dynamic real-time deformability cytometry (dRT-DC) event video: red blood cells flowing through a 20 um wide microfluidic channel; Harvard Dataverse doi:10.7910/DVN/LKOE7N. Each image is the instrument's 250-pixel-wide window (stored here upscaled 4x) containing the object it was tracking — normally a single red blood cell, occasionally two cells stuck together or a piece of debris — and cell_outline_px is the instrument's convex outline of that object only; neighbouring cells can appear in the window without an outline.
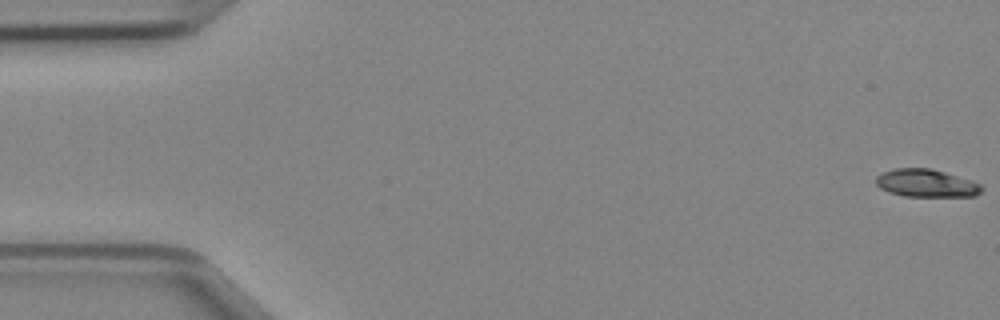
{"species": "Egyptian fruit bat (a non-hibernating species)", "species_latin": "Rousettus aegyptiacus", "temperature_condition": "cold", "stored_images_in_passage": 48, "camera_frame_rate_fps": 3000, "um_per_image_px": 0.085, "animal": {"sex": "female"}, "frame": {"image": 1, "passage_image": 1, "time_ms": 0.0, "image_size_px": [1000, 320], "cell_outline_px": [[984, 188], [976, 196], [904, 196], [888, 192], [880, 188], [876, 184], [876, 176], [884, 172], [896, 168], [932, 168], [972, 180], [980, 184]], "centroid_in_image_um": [78.74, 15.57], "position_along_channel_um": 6.3, "area_um2": 17.17}}
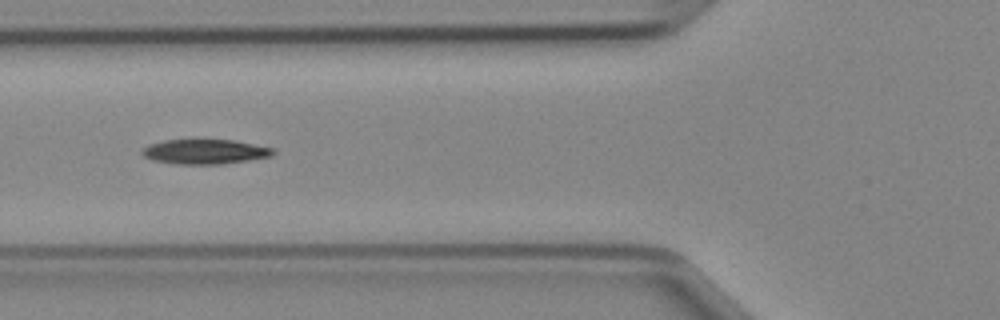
{"frame": {"image": 2, "passage_image": 18, "time_ms": 5.667, "image_size_px": [1000, 320], "cell_outline_px": [[276, 152], [272, 156], [224, 164], [180, 164], [152, 160], [144, 156], [140, 152], [144, 148], [152, 144], [164, 140], [232, 140], [272, 148]], "centroid_in_image_um": [17.43, 12.9], "position_along_channel_um": 108.4, "area_um2": 18.61}}
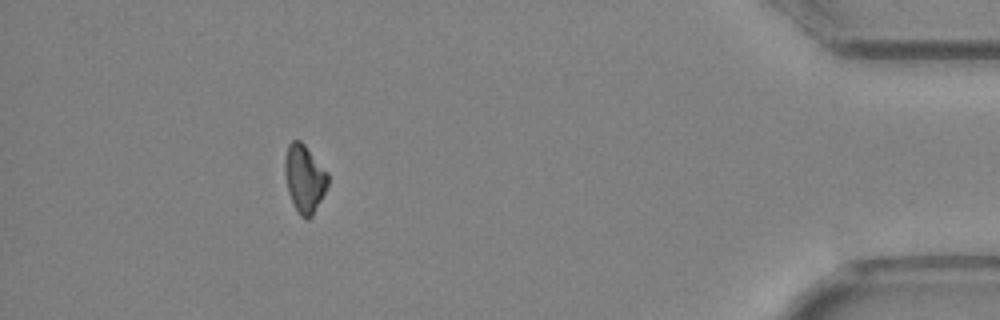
{"frame": {"image": 3, "passage_image": 43, "time_ms": 14.0, "image_size_px": [1000, 320], "cell_outline_px": [[328, 184], [312, 216], [308, 220], [300, 216], [288, 192], [284, 172], [284, 160], [288, 144], [292, 140], [300, 140], [304, 144], [328, 172]], "centroid_in_image_um": [25.86, 15.15], "position_along_channel_um": 409.3, "area_um2": 16.88}}